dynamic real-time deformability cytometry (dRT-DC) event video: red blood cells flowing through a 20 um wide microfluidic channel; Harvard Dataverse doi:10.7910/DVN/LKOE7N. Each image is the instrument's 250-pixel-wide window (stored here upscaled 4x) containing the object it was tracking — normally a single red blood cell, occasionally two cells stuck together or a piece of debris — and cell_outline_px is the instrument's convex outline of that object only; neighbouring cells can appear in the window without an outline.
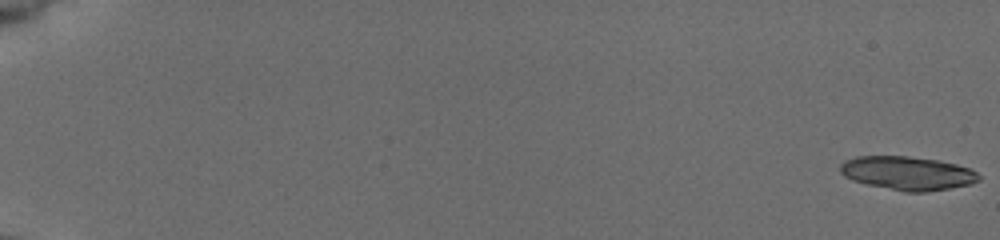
{"species": "common noctule bat (a hibernating species)", "species_latin": "Nyctalus noctula", "temperature_condition": "cold", "stored_images_in_passage": 25, "camera_frame_rate_fps": 3000, "um_per_image_px": 0.085, "animal": {"sex": "female", "body_mass_g": 19.5, "forearm_length_mm": 54.1}, "frame": {"image": 1, "passage_image": 1, "time_ms": 0.0, "image_size_px": [1000, 240], "cell_outline_px": [[980, 180], [972, 184], [928, 192], [904, 192], [868, 184], [852, 180], [844, 176], [840, 172], [840, 164], [844, 160], [856, 156], [908, 156], [936, 160], [956, 164], [968, 168], [976, 172], [980, 176]], "centroid_in_image_um": [77.13, 14.72], "position_along_channel_um": 7.9, "area_um2": 27.22}}
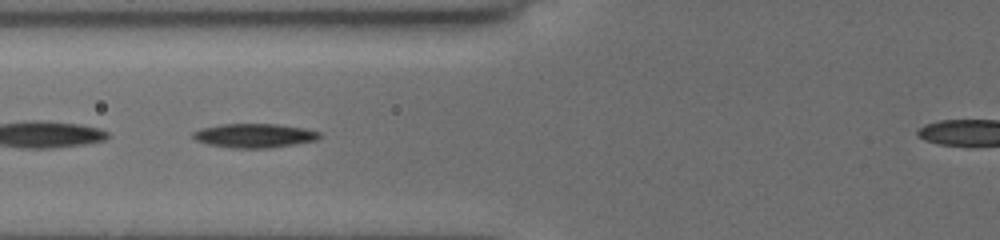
{"frame": {"image": 2, "passage_image": 23, "time_ms": 7.333, "image_size_px": [1000, 240], "cell_outline_px": [[324, 136], [320, 140], [296, 144], [268, 148], [232, 148], [208, 144], [196, 140], [192, 136], [192, 132], [204, 128], [220, 124], [276, 124], [304, 128], [320, 132]], "centroid_in_image_um": [21.69, 11.53], "position_along_channel_um": 104.1, "area_um2": 17.86}}